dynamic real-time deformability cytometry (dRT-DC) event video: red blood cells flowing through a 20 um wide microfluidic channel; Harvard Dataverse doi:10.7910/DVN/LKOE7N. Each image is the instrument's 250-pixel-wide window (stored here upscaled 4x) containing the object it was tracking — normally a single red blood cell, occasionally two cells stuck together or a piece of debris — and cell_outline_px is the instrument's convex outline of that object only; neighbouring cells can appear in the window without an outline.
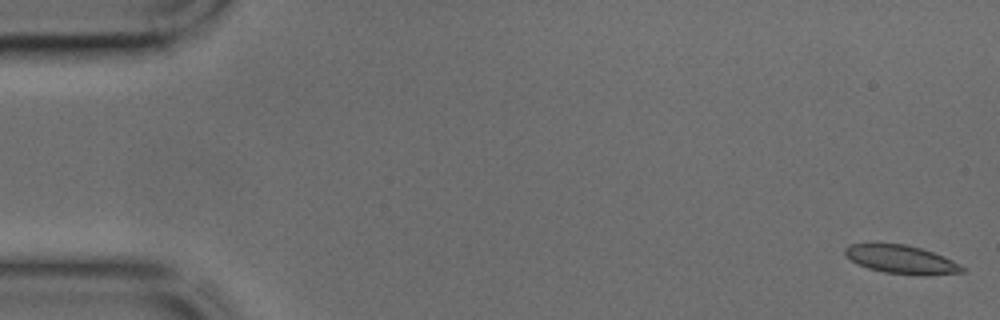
{"species": "common noctule bat (a hibernating species)", "species_latin": "Nyctalus noctula", "temperature_condition": "cold", "stored_images_in_passage": 8, "camera_frame_rate_fps": 3000, "um_per_image_px": 0.085, "animal": {"sex": "male", "body_mass_g": 17.9, "forearm_length_mm": 54.2}, "frame": {"image": 1, "passage_image": 1, "time_ms": 0.0, "image_size_px": [1000, 320], "cell_outline_px": [[964, 272], [924, 276], [920, 276], [884, 272], [868, 268], [844, 256], [844, 248], [848, 244], [904, 244], [920, 248], [932, 252], [952, 260], [964, 268]], "centroid_in_image_um": [76.6, 22.07], "position_along_channel_um": 8.4, "area_um2": 19.25}}